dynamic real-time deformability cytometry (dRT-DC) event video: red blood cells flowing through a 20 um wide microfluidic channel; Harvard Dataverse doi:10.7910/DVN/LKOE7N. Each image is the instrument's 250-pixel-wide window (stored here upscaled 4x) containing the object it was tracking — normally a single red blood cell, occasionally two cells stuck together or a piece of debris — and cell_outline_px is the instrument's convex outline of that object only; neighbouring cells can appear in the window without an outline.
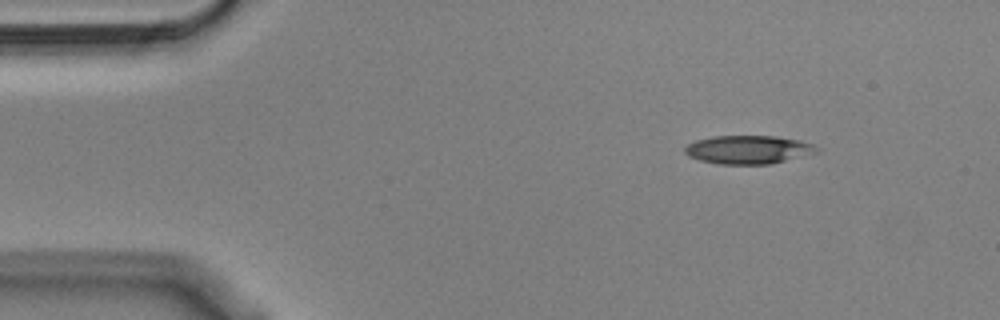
{"species": "Egyptian fruit bat (a non-hibernating species)", "species_latin": "Rousettus aegyptiacus", "temperature_condition": "cold", "stored_images_in_passage": 9, "camera_frame_rate_fps": 3000, "um_per_image_px": 0.085, "animal": {"sex": "male"}, "frame": {"image": 1, "passage_image": 1, "time_ms": 0.0, "image_size_px": [1000, 320], "cell_outline_px": [[820, 152], [772, 164], [720, 164], [700, 160], [688, 156], [684, 152], [684, 148], [688, 144], [696, 140], [712, 136], [776, 136], [800, 140], [812, 144], [820, 148]], "centroid_in_image_um": [63.64, 12.72], "position_along_channel_um": 21.4, "area_um2": 22.02}}
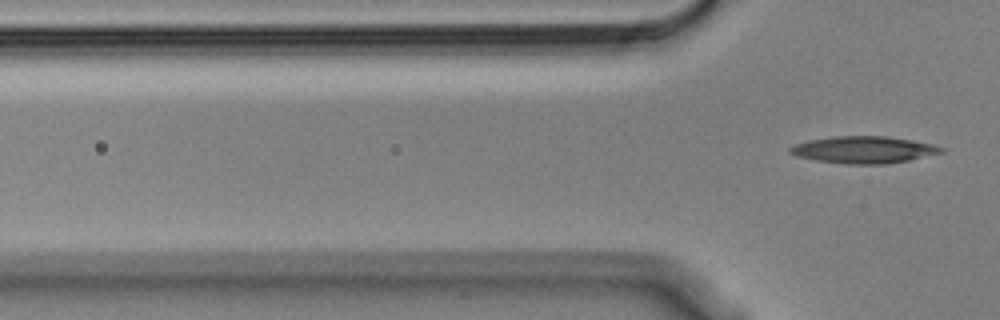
{"frame": {"image": 2, "passage_image": 9, "time_ms": 2.667, "image_size_px": [1000, 320], "cell_outline_px": [[944, 152], [908, 160], [888, 164], [848, 164], [816, 160], [796, 156], [788, 152], [788, 148], [796, 144], [808, 140], [832, 136], [888, 136], [912, 140], [932, 144], [944, 148]], "centroid_in_image_um": [73.4, 12.72], "position_along_channel_um": 52.4, "area_um2": 23.76}}